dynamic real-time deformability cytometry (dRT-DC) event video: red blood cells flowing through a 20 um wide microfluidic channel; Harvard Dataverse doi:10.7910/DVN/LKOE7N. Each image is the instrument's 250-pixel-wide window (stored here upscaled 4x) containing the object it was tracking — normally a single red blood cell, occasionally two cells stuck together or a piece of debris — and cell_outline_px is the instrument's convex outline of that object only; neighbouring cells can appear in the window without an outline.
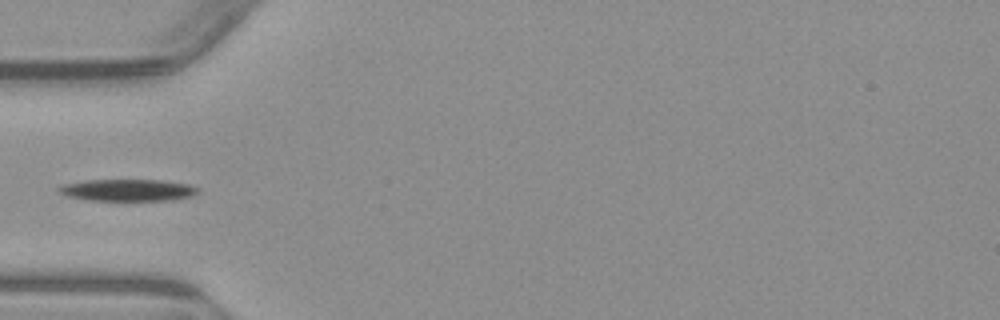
{"species": "common noctule bat (a hibernating species)", "species_latin": "Nyctalus noctula", "temperature_condition": "warm", "stored_images_in_passage": 2, "camera_frame_rate_fps": 3000, "um_per_image_px": 0.085, "animal": {"sex": "male", "body_mass_g": 23.1, "forearm_length_mm": 52.7}, "frame": {"image": 1, "passage_image": 1, "time_ms": 0.0, "image_size_px": [1000, 320], "cell_outline_px": [[200, 192], [192, 196], [168, 200], [88, 200], [64, 196], [56, 192], [56, 188], [60, 184], [84, 180], [160, 180], [188, 184], [200, 188]], "centroid_in_image_um": [10.78, 16.15], "position_along_channel_um": 74.2, "area_um2": 17.98}}